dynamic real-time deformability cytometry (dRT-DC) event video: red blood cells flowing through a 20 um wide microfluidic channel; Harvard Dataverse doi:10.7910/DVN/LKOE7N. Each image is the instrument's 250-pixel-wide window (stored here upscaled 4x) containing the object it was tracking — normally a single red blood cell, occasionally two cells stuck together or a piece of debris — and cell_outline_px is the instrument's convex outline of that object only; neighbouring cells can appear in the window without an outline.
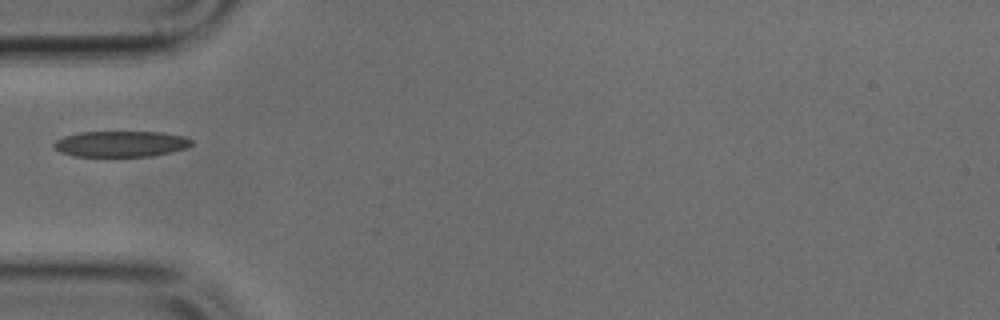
{"species": "common noctule bat (a hibernating species)", "species_latin": "Nyctalus noctula", "temperature_condition": "cold", "stored_images_in_passage": 34, "camera_frame_rate_fps": 3000, "um_per_image_px": 0.085, "animal": {"sex": "male", "body_mass_g": 17.9, "forearm_length_mm": 54.2}, "frame": {"image": 1, "passage_image": 1, "time_ms": 0.0, "image_size_px": [1000, 320], "cell_outline_px": [[192, 144], [184, 148], [152, 156], [76, 156], [60, 152], [52, 144], [56, 140], [64, 136], [80, 132], [160, 132], [184, 136], [192, 140]], "centroid_in_image_um": [10.25, 12.22], "position_along_channel_um": 74.8, "area_um2": 20.52}}
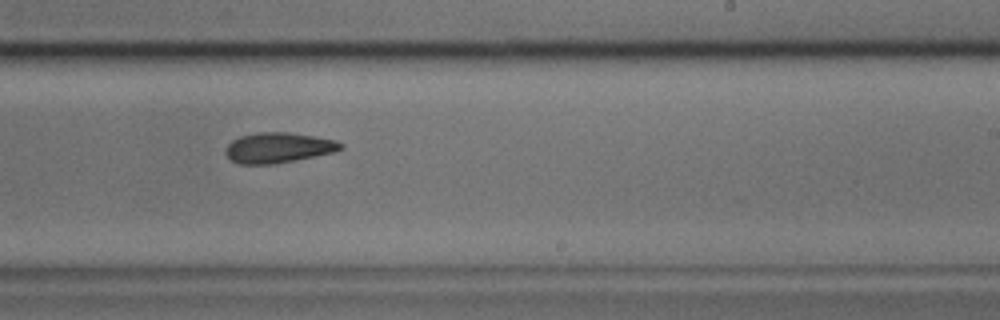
{"frame": {"image": 2, "passage_image": 15, "time_ms": 4.667, "image_size_px": [1000, 320], "cell_outline_px": [[344, 148], [336, 152], [272, 164], [240, 164], [232, 160], [224, 152], [228, 144], [232, 140], [240, 136], [260, 132], [288, 132], [336, 140], [344, 144]], "centroid_in_image_um": [23.67, 12.55], "position_along_channel_um": 265.3, "area_um2": 20.23}}
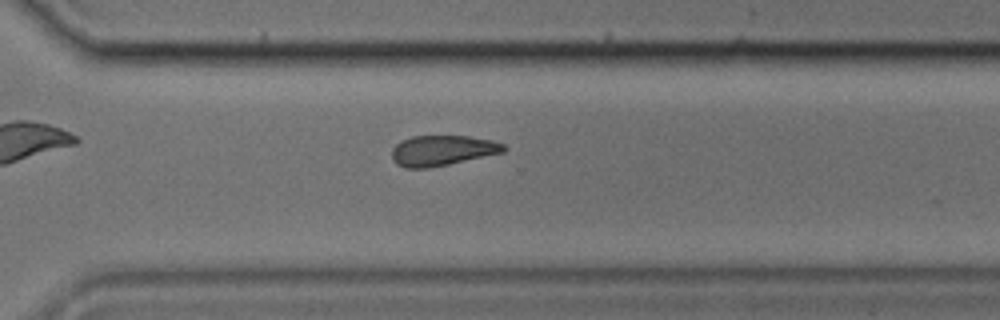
{"frame": {"image": 3, "passage_image": 20, "time_ms": 6.333, "image_size_px": [1000, 320], "cell_outline_px": [[508, 148], [504, 152], [448, 164], [428, 168], [404, 168], [396, 164], [392, 160], [392, 148], [400, 140], [412, 136], [468, 136], [492, 140], [504, 144]], "centroid_in_image_um": [37.57, 12.79], "position_along_channel_um": 333.0, "area_um2": 19.88}}